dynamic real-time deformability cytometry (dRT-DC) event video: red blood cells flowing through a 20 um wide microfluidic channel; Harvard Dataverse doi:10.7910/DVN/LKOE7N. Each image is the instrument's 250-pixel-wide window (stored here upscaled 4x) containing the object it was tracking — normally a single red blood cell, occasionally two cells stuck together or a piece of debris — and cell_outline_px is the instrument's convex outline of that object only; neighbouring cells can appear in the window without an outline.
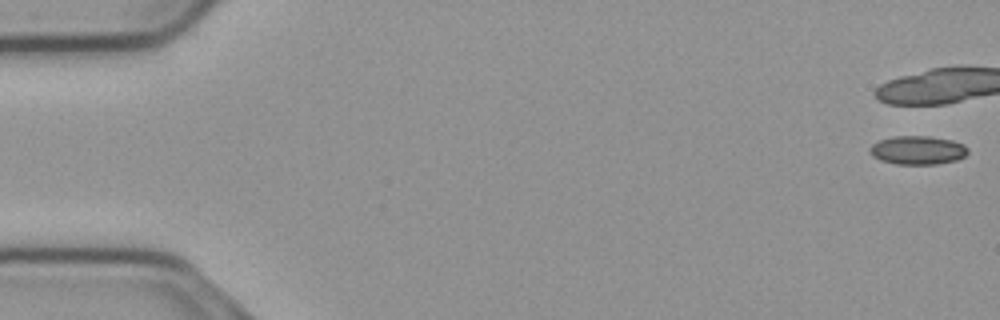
{"species": "common noctule bat (a hibernating species)", "species_latin": "Nyctalus noctula", "temperature_condition": "cold", "stored_images_in_passage": 21, "camera_frame_rate_fps": 3000, "um_per_image_px": 0.085, "animal": {"sex": "male", "body_mass_g": 23.1, "forearm_length_mm": 52.7}, "frame": {"image": 1, "passage_image": 1, "time_ms": 0.0, "image_size_px": [1000, 320], "cell_outline_px": [[968, 152], [964, 156], [956, 160], [936, 164], [896, 164], [880, 160], [872, 156], [868, 152], [868, 148], [872, 144], [880, 140], [892, 136], [928, 136], [952, 140], [964, 144], [968, 148]], "centroid_in_image_um": [77.97, 12.76], "position_along_channel_um": 7.0, "area_um2": 16.47}}